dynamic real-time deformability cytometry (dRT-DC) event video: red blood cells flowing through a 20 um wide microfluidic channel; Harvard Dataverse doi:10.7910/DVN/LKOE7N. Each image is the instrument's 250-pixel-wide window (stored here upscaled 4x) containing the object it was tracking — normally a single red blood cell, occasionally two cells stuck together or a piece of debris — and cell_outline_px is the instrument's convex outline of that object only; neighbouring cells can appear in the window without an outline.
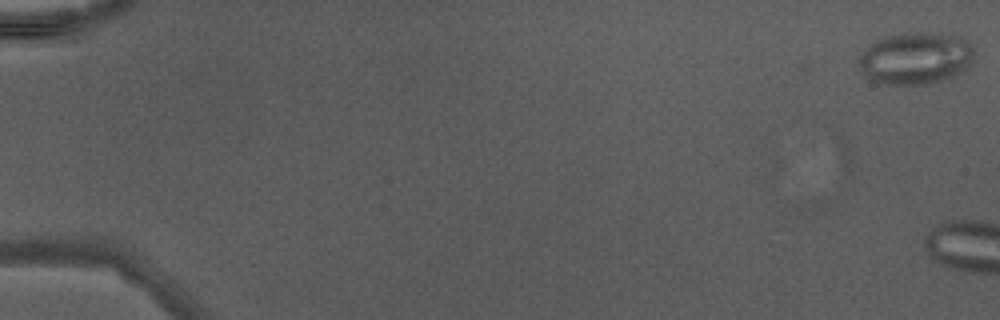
{"species": "Egyptian fruit bat (a non-hibernating species)", "species_latin": "Rousettus aegyptiacus", "temperature_condition": "warm", "stored_images_in_passage": 3, "camera_frame_rate_fps": 3000, "um_per_image_px": 0.085, "animal": {"sex": "male"}, "frame": {"image": 1, "passage_image": 1, "time_ms": 0.0, "image_size_px": [1000, 320], "cell_outline_px": [[972, 56], [968, 64], [960, 72], [952, 76], [940, 80], [924, 84], [880, 84], [864, 76], [860, 68], [860, 56], [876, 40], [888, 36], [920, 32], [928, 32], [960, 36], [972, 48]], "centroid_in_image_um": [77.79, 4.96], "position_along_channel_um": 7.2, "area_um2": 34.16}}